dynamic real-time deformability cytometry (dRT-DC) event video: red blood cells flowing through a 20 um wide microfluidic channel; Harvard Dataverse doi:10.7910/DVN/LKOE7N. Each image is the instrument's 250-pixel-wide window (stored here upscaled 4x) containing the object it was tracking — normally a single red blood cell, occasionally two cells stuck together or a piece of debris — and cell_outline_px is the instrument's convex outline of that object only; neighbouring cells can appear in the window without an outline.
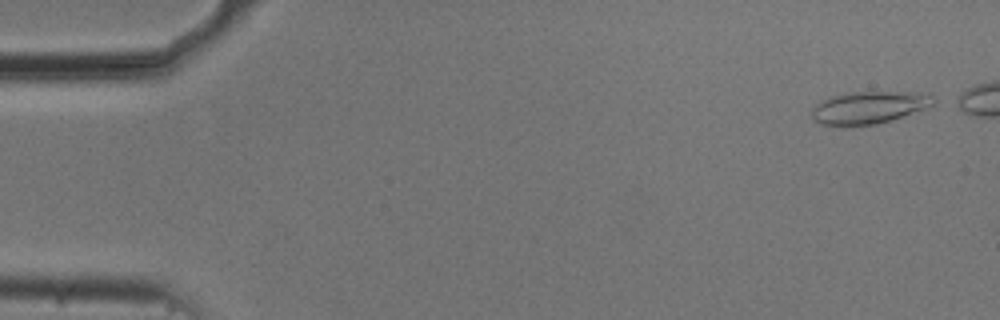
{"species": "common noctule bat (a hibernating species)", "species_latin": "Nyctalus noctula", "temperature_condition": "cold", "stored_images_in_passage": 46, "camera_frame_rate_fps": 3000, "um_per_image_px": 0.085, "animal": {"sex": "male", "body_mass_g": 20.5, "forearm_length_mm": 52.5}, "frame": {"image": 1, "passage_image": 1, "time_ms": 0.0, "image_size_px": [1000, 320], "cell_outline_px": [[940, 100], [936, 104], [928, 108], [892, 120], [876, 124], [820, 124], [812, 120], [812, 108], [820, 100], [832, 96], [848, 92], [928, 92]], "centroid_in_image_um": [73.97, 9.1], "position_along_channel_um": 11.0, "area_um2": 23.18}}
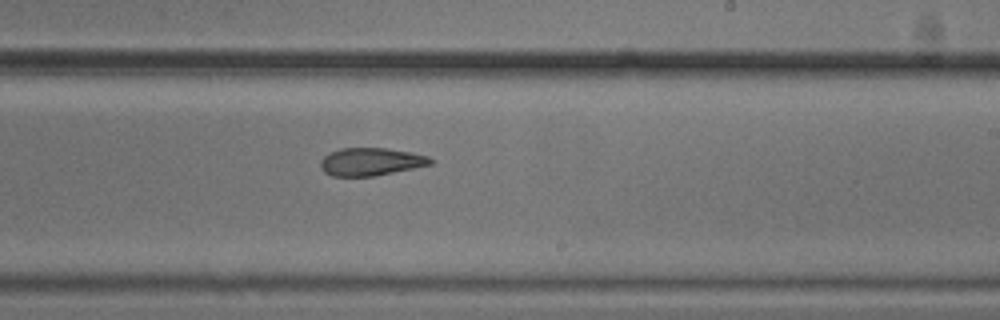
{"frame": {"image": 2, "passage_image": 31, "time_ms": 10.0, "image_size_px": [1000, 320], "cell_outline_px": [[432, 164], [372, 176], [332, 176], [324, 172], [320, 168], [320, 160], [324, 156], [340, 148], [388, 148], [412, 152], [428, 156], [432, 160]], "centroid_in_image_um": [31.49, 13.74], "position_along_channel_um": 257.5, "area_um2": 17.69}}
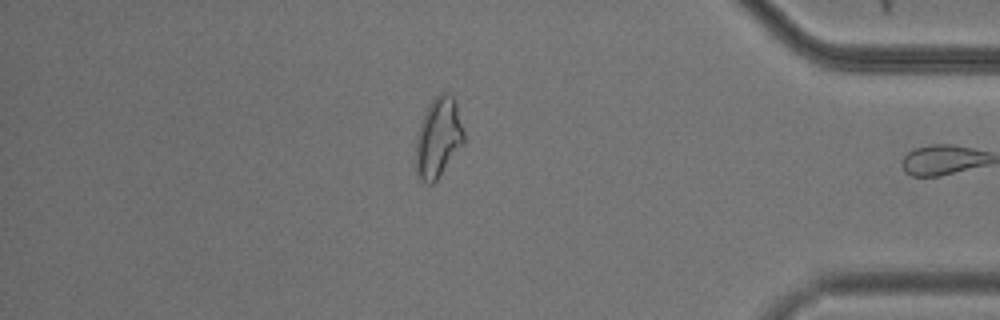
{"frame": {"image": 3, "passage_image": 45, "time_ms": 14.667, "image_size_px": [1000, 320], "cell_outline_px": [[464, 144], [436, 180], [432, 184], [428, 184], [420, 180], [416, 172], [416, 136], [424, 112], [428, 104], [440, 92], [448, 92], [456, 100], [464, 132]], "centroid_in_image_um": [37.26, 11.68], "position_along_channel_um": 397.9, "area_um2": 22.6}, "authors_computed_cell_mechanics": {"area_um2": 19.1318, "velocity_mm_per_s": 3.7026, "shape_relaxation_time_tau1_ms": null, "shape_relaxation_time_tau2_ms": 4.7592, "deformation_change_tau1": null, "deformation_change_tau2": 0.1168}}